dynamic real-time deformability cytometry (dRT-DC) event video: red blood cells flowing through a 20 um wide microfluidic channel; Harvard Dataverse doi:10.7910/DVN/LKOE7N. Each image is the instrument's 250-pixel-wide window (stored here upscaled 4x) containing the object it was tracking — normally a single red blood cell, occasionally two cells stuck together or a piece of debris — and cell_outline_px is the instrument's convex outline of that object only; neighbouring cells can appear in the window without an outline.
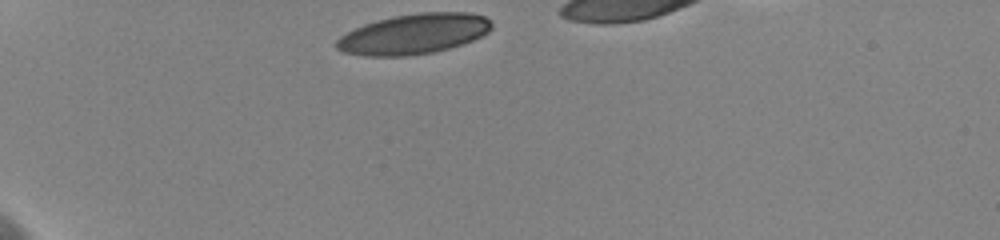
{"species": "human", "species_latin": "Homo sapiens", "temperature_condition": "cold", "stored_images_in_passage": 3, "camera_frame_rate_fps": 3000, "um_per_image_px": 0.085, "donor": {"sex": "female"}, "frame": {"image": 1, "passage_image": 1, "time_ms": 0.0, "image_size_px": [1000, 240], "cell_outline_px": [[492, 28], [488, 32], [472, 40], [448, 48], [432, 52], [408, 56], [364, 56], [344, 52], [336, 48], [336, 40], [340, 36], [364, 24], [396, 16], [420, 12], [468, 12], [484, 16], [492, 20]], "centroid_in_image_um": [35.19, 2.88], "position_along_channel_um": 49.8, "area_um2": 36.13}}